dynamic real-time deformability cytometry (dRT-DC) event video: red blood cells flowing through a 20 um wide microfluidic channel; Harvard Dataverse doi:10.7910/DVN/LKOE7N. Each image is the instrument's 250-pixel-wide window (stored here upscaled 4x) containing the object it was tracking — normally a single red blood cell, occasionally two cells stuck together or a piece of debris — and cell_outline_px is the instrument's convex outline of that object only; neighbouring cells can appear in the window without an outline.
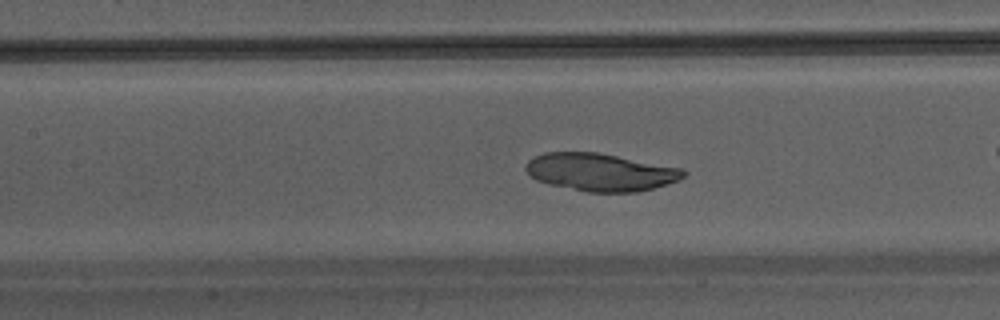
{"species": "Egyptian fruit bat (a non-hibernating species)", "species_latin": "Rousettus aegyptiacus", "temperature_condition": "warm", "stored_images_in_passage": 45, "camera_frame_rate_fps": 3000, "um_per_image_px": 0.085, "animal": {"sex": "male"}, "frame": {"image": 1, "passage_image": 20, "time_ms": 6.333, "image_size_px": [1000, 320], "cell_outline_px": [[688, 172], [680, 180], [640, 192], [588, 192], [548, 184], [536, 180], [524, 168], [528, 160], [544, 152], [596, 152], [680, 168]], "centroid_in_image_um": [51.03, 14.64], "position_along_channel_um": 156.4, "area_um2": 34.45}}